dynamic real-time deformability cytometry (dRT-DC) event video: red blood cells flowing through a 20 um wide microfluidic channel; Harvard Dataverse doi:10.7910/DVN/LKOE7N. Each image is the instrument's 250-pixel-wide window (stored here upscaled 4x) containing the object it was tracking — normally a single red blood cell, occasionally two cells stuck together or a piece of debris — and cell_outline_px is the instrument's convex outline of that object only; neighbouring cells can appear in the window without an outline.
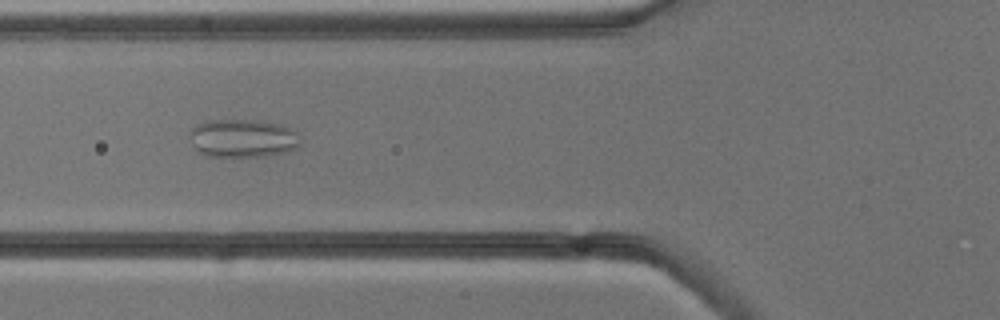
{"species": "common noctule bat (a hibernating species)", "species_latin": "Nyctalus noctula", "temperature_condition": "cold", "stored_images_in_passage": 53, "camera_frame_rate_fps": 3000, "um_per_image_px": 0.085, "animal": {"sex": "male", "body_mass_g": 13.3}, "frame": {"image": 1, "passage_image": 20, "time_ms": 6.333, "image_size_px": [1000, 320], "cell_outline_px": [[300, 144], [296, 148], [288, 152], [264, 156], [208, 156], [196, 152], [188, 136], [188, 132], [196, 124], [204, 120], [260, 120], [292, 128], [300, 132]], "centroid_in_image_um": [20.62, 11.75], "position_along_channel_um": 105.2, "area_um2": 25.2}}
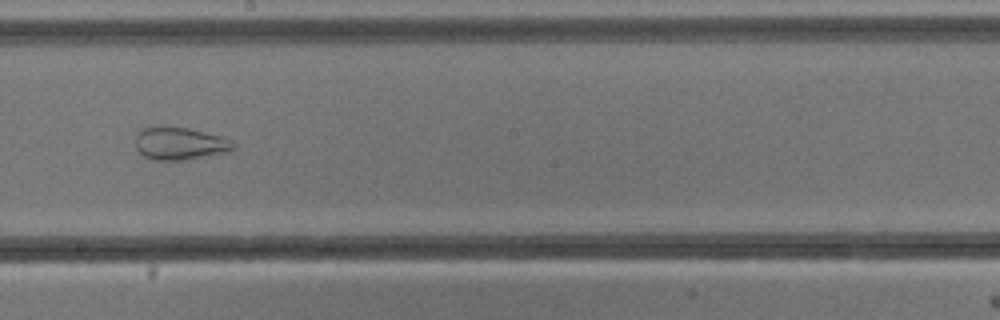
{"frame": {"image": 2, "passage_image": 30, "time_ms": 9.667, "image_size_px": [1000, 320], "cell_outline_px": [[236, 148], [228, 152], [184, 160], [152, 160], [144, 156], [136, 148], [136, 132], [140, 128], [156, 124], [164, 124], [188, 128], [220, 136], [232, 140], [236, 144]], "centroid_in_image_um": [15.25, 12.16], "position_along_channel_um": 233.0, "area_um2": 19.25}}
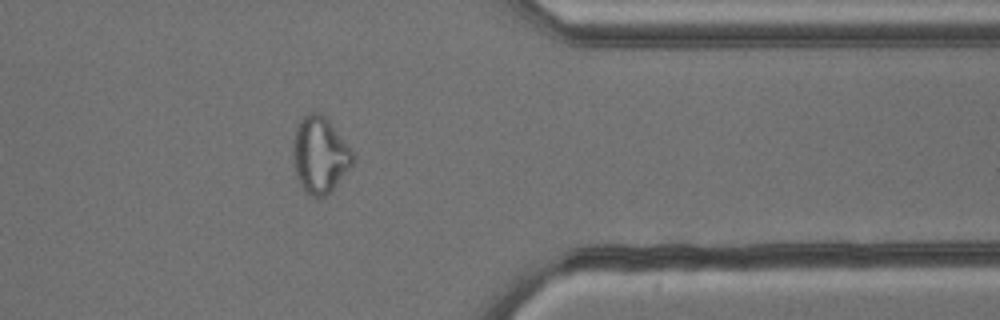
{"frame": {"image": 3, "passage_image": 43, "time_ms": 14.0, "image_size_px": [1000, 320], "cell_outline_px": [[356, 156], [352, 164], [332, 188], [324, 196], [312, 196], [300, 184], [296, 176], [292, 156], [292, 148], [296, 128], [300, 120], [308, 112], [320, 112], [328, 120]], "centroid_in_image_um": [27.16, 13.13], "position_along_channel_um": 384.2, "area_um2": 26.01}, "authors_computed_cell_mechanics": {"area_um2": 27.166, "velocity_mm_per_s": 3.8305, "shape_relaxation_time_tau1_ms": null, "shape_relaxation_time_tau2_ms": 1.0897, "deformation_change_tau1": null, "deformation_change_tau2": 0.0656}}